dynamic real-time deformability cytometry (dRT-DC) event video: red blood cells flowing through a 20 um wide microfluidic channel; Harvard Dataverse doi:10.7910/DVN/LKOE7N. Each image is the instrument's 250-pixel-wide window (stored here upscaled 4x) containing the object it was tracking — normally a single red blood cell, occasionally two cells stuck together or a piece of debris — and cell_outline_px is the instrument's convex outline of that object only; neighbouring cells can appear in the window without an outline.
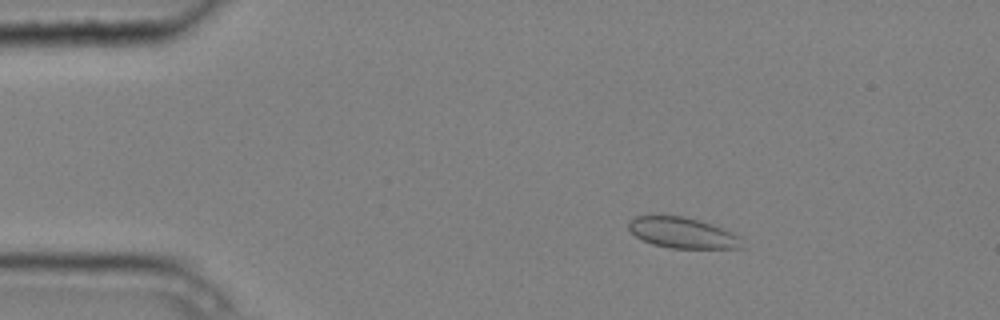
{"species": "common noctule bat (a hibernating species)", "species_latin": "Nyctalus noctula", "temperature_condition": "cold", "stored_images_in_passage": 4, "camera_frame_rate_fps": 3000, "um_per_image_px": 0.085, "animal": {"sex": "male", "body_mass_g": 20.4}, "frame": {"image": 1, "passage_image": 2, "time_ms": 0.333, "image_size_px": [1000, 320], "cell_outline_px": [[744, 248], [668, 248], [652, 244], [636, 236], [628, 228], [628, 220], [636, 216], [684, 216], [700, 220], [712, 224], [732, 232], [740, 236]], "centroid_in_image_um": [58.03, 19.79], "position_along_channel_um": 27.0, "area_um2": 20.35}}
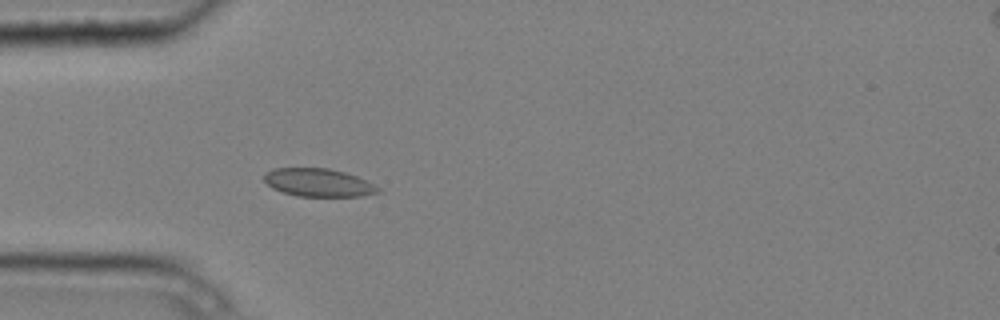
{"frame": {"image": 2, "passage_image": 4, "time_ms": 1.0, "image_size_px": [1000, 320], "cell_outline_px": [[380, 192], [360, 196], [296, 196], [272, 188], [264, 180], [264, 172], [272, 168], [328, 168], [344, 172], [356, 176], [380, 188]], "centroid_in_image_um": [27.02, 15.51], "position_along_channel_um": 58.0, "area_um2": 18.5}}